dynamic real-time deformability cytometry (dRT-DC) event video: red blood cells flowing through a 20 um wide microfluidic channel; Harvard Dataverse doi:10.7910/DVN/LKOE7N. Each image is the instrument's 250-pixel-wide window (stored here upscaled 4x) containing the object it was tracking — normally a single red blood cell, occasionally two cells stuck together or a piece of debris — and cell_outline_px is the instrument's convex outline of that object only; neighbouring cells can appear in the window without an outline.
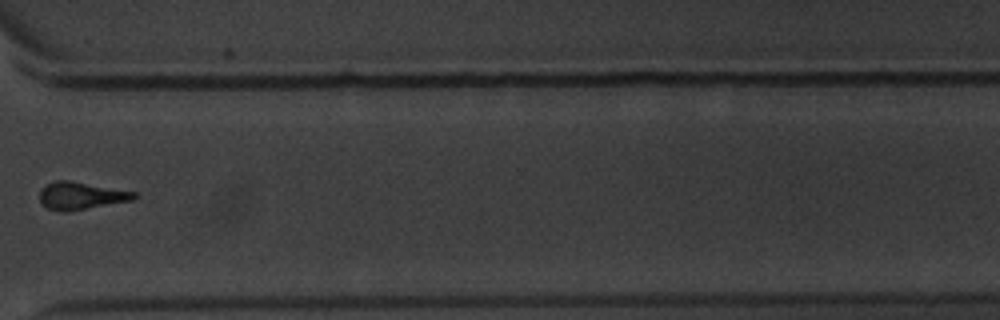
{"species": "common noctule bat (a hibernating species)", "species_latin": "Nyctalus noctula", "temperature_condition": "warm", "stored_images_in_passage": 15, "camera_frame_rate_fps": 3000, "um_per_image_px": 0.085, "animal": {"sex": "male", "body_mass_g": 20.1, "forearm_length_mm": 53.5}, "frame": {"image": 1, "passage_image": 11, "time_ms": 13.667, "image_size_px": [1000, 320], "cell_outline_px": [[140, 196], [132, 200], [68, 212], [60, 212], [48, 208], [40, 200], [40, 188], [56, 180], [72, 180], [136, 192]], "centroid_in_image_um": [6.9, 16.63], "position_along_channel_um": 363.7, "area_um2": 15.26}}
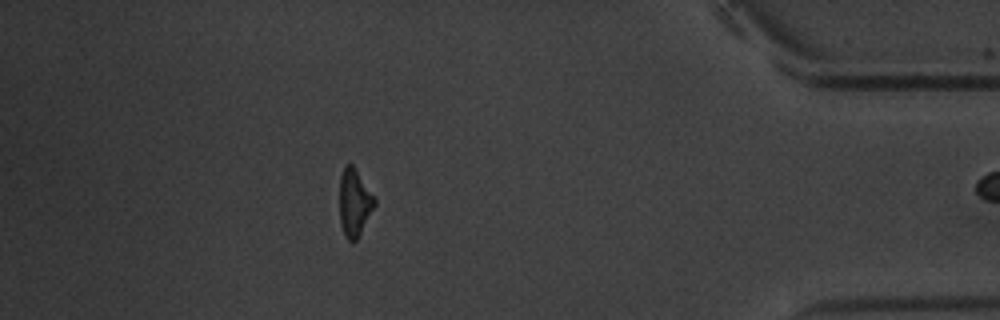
{"frame": {"image": 2, "passage_image": 13, "time_ms": 16.0, "image_size_px": [1000, 320], "cell_outline_px": [[376, 204], [356, 240], [352, 244], [344, 236], [340, 224], [340, 176], [344, 164], [352, 164], [376, 200]], "centroid_in_image_um": [30.1, 17.25], "position_along_channel_um": 405.1, "area_um2": 13.64}, "authors_computed_cell_mechanics": {"area_um2": 14.9702, "velocity_mm_per_s": 3.5702, "shape_relaxation_time_tau1_ms": 6.7734, "shape_relaxation_time_tau2_ms": 2.0984, "deformation_change_tau1": 0.2161, "deformation_change_tau2": 0.0962}}